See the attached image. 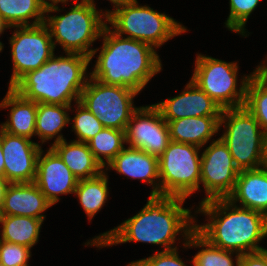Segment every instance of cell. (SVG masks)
<instances>
[{
	"instance_id": "cell-1",
	"label": "cell",
	"mask_w": 267,
	"mask_h": 266,
	"mask_svg": "<svg viewBox=\"0 0 267 266\" xmlns=\"http://www.w3.org/2000/svg\"><path fill=\"white\" fill-rule=\"evenodd\" d=\"M185 199L166 195H150L143 209L122 224L105 232L86 245L106 247L126 242L158 244L162 251L177 249L176 235L184 232L187 239L195 230L191 211L183 208ZM194 222V223H193Z\"/></svg>"
},
{
	"instance_id": "cell-2",
	"label": "cell",
	"mask_w": 267,
	"mask_h": 266,
	"mask_svg": "<svg viewBox=\"0 0 267 266\" xmlns=\"http://www.w3.org/2000/svg\"><path fill=\"white\" fill-rule=\"evenodd\" d=\"M103 46L90 76L102 83L132 88L138 93L162 69L154 47L123 38L106 25L101 34Z\"/></svg>"
},
{
	"instance_id": "cell-3",
	"label": "cell",
	"mask_w": 267,
	"mask_h": 266,
	"mask_svg": "<svg viewBox=\"0 0 267 266\" xmlns=\"http://www.w3.org/2000/svg\"><path fill=\"white\" fill-rule=\"evenodd\" d=\"M199 207L196 212L209 215L210 223L195 224V230L211 245L236 252V266L241 255L265 250L258 245L267 237V216L263 213L238 207L228 199L209 200Z\"/></svg>"
},
{
	"instance_id": "cell-4",
	"label": "cell",
	"mask_w": 267,
	"mask_h": 266,
	"mask_svg": "<svg viewBox=\"0 0 267 266\" xmlns=\"http://www.w3.org/2000/svg\"><path fill=\"white\" fill-rule=\"evenodd\" d=\"M66 55H53L37 70L27 72L11 88L36 103L71 105L73 99L80 101L91 60L82 54Z\"/></svg>"
},
{
	"instance_id": "cell-5",
	"label": "cell",
	"mask_w": 267,
	"mask_h": 266,
	"mask_svg": "<svg viewBox=\"0 0 267 266\" xmlns=\"http://www.w3.org/2000/svg\"><path fill=\"white\" fill-rule=\"evenodd\" d=\"M94 0H81L65 15H47L44 24L48 27L54 48L56 43L63 47L65 53H77L92 60L98 49H89L92 43L101 38L107 25L106 14L95 8ZM102 17H105L103 21Z\"/></svg>"
},
{
	"instance_id": "cell-6",
	"label": "cell",
	"mask_w": 267,
	"mask_h": 266,
	"mask_svg": "<svg viewBox=\"0 0 267 266\" xmlns=\"http://www.w3.org/2000/svg\"><path fill=\"white\" fill-rule=\"evenodd\" d=\"M106 22L111 24L113 32L127 38L148 43L158 48L174 36L186 32V28L164 13L149 6H139L137 0H131L113 11H106Z\"/></svg>"
},
{
	"instance_id": "cell-7",
	"label": "cell",
	"mask_w": 267,
	"mask_h": 266,
	"mask_svg": "<svg viewBox=\"0 0 267 266\" xmlns=\"http://www.w3.org/2000/svg\"><path fill=\"white\" fill-rule=\"evenodd\" d=\"M222 124H225L226 131L220 138L227 145L239 170L267 165L263 156L265 132L245 106L223 109L220 127Z\"/></svg>"
},
{
	"instance_id": "cell-8",
	"label": "cell",
	"mask_w": 267,
	"mask_h": 266,
	"mask_svg": "<svg viewBox=\"0 0 267 266\" xmlns=\"http://www.w3.org/2000/svg\"><path fill=\"white\" fill-rule=\"evenodd\" d=\"M199 150L200 147L193 144L169 142L158 158L160 195L186 199L199 189Z\"/></svg>"
},
{
	"instance_id": "cell-9",
	"label": "cell",
	"mask_w": 267,
	"mask_h": 266,
	"mask_svg": "<svg viewBox=\"0 0 267 266\" xmlns=\"http://www.w3.org/2000/svg\"><path fill=\"white\" fill-rule=\"evenodd\" d=\"M237 62H226L209 56L197 54L191 80L221 109L239 108L245 105L247 85L252 76H243L237 89Z\"/></svg>"
},
{
	"instance_id": "cell-10",
	"label": "cell",
	"mask_w": 267,
	"mask_h": 266,
	"mask_svg": "<svg viewBox=\"0 0 267 266\" xmlns=\"http://www.w3.org/2000/svg\"><path fill=\"white\" fill-rule=\"evenodd\" d=\"M132 88L109 85L90 77L81 92L80 102L94 114L104 128L126 130L132 114L138 109Z\"/></svg>"
},
{
	"instance_id": "cell-11",
	"label": "cell",
	"mask_w": 267,
	"mask_h": 266,
	"mask_svg": "<svg viewBox=\"0 0 267 266\" xmlns=\"http://www.w3.org/2000/svg\"><path fill=\"white\" fill-rule=\"evenodd\" d=\"M16 28L9 40L13 61V74L9 87L27 72L40 68L55 51L49 29L44 23Z\"/></svg>"
},
{
	"instance_id": "cell-12",
	"label": "cell",
	"mask_w": 267,
	"mask_h": 266,
	"mask_svg": "<svg viewBox=\"0 0 267 266\" xmlns=\"http://www.w3.org/2000/svg\"><path fill=\"white\" fill-rule=\"evenodd\" d=\"M240 170L236 166L227 145L221 138L201 154V180L206 197L201 203L213 199H227L233 192Z\"/></svg>"
},
{
	"instance_id": "cell-13",
	"label": "cell",
	"mask_w": 267,
	"mask_h": 266,
	"mask_svg": "<svg viewBox=\"0 0 267 266\" xmlns=\"http://www.w3.org/2000/svg\"><path fill=\"white\" fill-rule=\"evenodd\" d=\"M128 147L160 157L170 142L167 122L152 104L138 108L131 116L125 130Z\"/></svg>"
},
{
	"instance_id": "cell-14",
	"label": "cell",
	"mask_w": 267,
	"mask_h": 266,
	"mask_svg": "<svg viewBox=\"0 0 267 266\" xmlns=\"http://www.w3.org/2000/svg\"><path fill=\"white\" fill-rule=\"evenodd\" d=\"M1 144L4 156V177L10 183L34 182L41 146L29 138L11 135L2 129Z\"/></svg>"
},
{
	"instance_id": "cell-15",
	"label": "cell",
	"mask_w": 267,
	"mask_h": 266,
	"mask_svg": "<svg viewBox=\"0 0 267 266\" xmlns=\"http://www.w3.org/2000/svg\"><path fill=\"white\" fill-rule=\"evenodd\" d=\"M43 152L41 149L38 156L34 183L48 202L54 205L60 200L58 195L74 193L78 179L52 147L44 156Z\"/></svg>"
},
{
	"instance_id": "cell-16",
	"label": "cell",
	"mask_w": 267,
	"mask_h": 266,
	"mask_svg": "<svg viewBox=\"0 0 267 266\" xmlns=\"http://www.w3.org/2000/svg\"><path fill=\"white\" fill-rule=\"evenodd\" d=\"M168 122L185 117L221 116V107L202 91L192 80L181 94L153 104Z\"/></svg>"
},
{
	"instance_id": "cell-17",
	"label": "cell",
	"mask_w": 267,
	"mask_h": 266,
	"mask_svg": "<svg viewBox=\"0 0 267 266\" xmlns=\"http://www.w3.org/2000/svg\"><path fill=\"white\" fill-rule=\"evenodd\" d=\"M52 205L34 182L10 183L1 205L2 215L27 216L44 220Z\"/></svg>"
},
{
	"instance_id": "cell-18",
	"label": "cell",
	"mask_w": 267,
	"mask_h": 266,
	"mask_svg": "<svg viewBox=\"0 0 267 266\" xmlns=\"http://www.w3.org/2000/svg\"><path fill=\"white\" fill-rule=\"evenodd\" d=\"M114 169L117 173L141 179L152 185L150 195H160L158 157L150 155L141 149L128 147L119 152L108 164V168ZM156 180V181H155Z\"/></svg>"
},
{
	"instance_id": "cell-19",
	"label": "cell",
	"mask_w": 267,
	"mask_h": 266,
	"mask_svg": "<svg viewBox=\"0 0 267 266\" xmlns=\"http://www.w3.org/2000/svg\"><path fill=\"white\" fill-rule=\"evenodd\" d=\"M227 199L233 204L241 203L242 208L267 216V165L257 169L240 170L235 188Z\"/></svg>"
},
{
	"instance_id": "cell-20",
	"label": "cell",
	"mask_w": 267,
	"mask_h": 266,
	"mask_svg": "<svg viewBox=\"0 0 267 266\" xmlns=\"http://www.w3.org/2000/svg\"><path fill=\"white\" fill-rule=\"evenodd\" d=\"M78 179H89L100 175L104 167L96 160L87 143L67 141L59 134L51 146Z\"/></svg>"
},
{
	"instance_id": "cell-21",
	"label": "cell",
	"mask_w": 267,
	"mask_h": 266,
	"mask_svg": "<svg viewBox=\"0 0 267 266\" xmlns=\"http://www.w3.org/2000/svg\"><path fill=\"white\" fill-rule=\"evenodd\" d=\"M10 109L9 119L0 128L8 134L31 138L35 135L37 103L24 98L14 89L8 87V92L0 103V108Z\"/></svg>"
},
{
	"instance_id": "cell-22",
	"label": "cell",
	"mask_w": 267,
	"mask_h": 266,
	"mask_svg": "<svg viewBox=\"0 0 267 266\" xmlns=\"http://www.w3.org/2000/svg\"><path fill=\"white\" fill-rule=\"evenodd\" d=\"M220 118L202 116L168 121L170 141L203 147L219 131Z\"/></svg>"
},
{
	"instance_id": "cell-23",
	"label": "cell",
	"mask_w": 267,
	"mask_h": 266,
	"mask_svg": "<svg viewBox=\"0 0 267 266\" xmlns=\"http://www.w3.org/2000/svg\"><path fill=\"white\" fill-rule=\"evenodd\" d=\"M46 7L42 0H0V17L12 28L36 26L44 23Z\"/></svg>"
},
{
	"instance_id": "cell-24",
	"label": "cell",
	"mask_w": 267,
	"mask_h": 266,
	"mask_svg": "<svg viewBox=\"0 0 267 266\" xmlns=\"http://www.w3.org/2000/svg\"><path fill=\"white\" fill-rule=\"evenodd\" d=\"M43 221L27 216L2 215L0 218L2 224L0 240L31 249L38 242Z\"/></svg>"
},
{
	"instance_id": "cell-25",
	"label": "cell",
	"mask_w": 267,
	"mask_h": 266,
	"mask_svg": "<svg viewBox=\"0 0 267 266\" xmlns=\"http://www.w3.org/2000/svg\"><path fill=\"white\" fill-rule=\"evenodd\" d=\"M71 105H57L37 103V117L35 124V135L41 139L42 144L59 134L71 118L67 110Z\"/></svg>"
},
{
	"instance_id": "cell-26",
	"label": "cell",
	"mask_w": 267,
	"mask_h": 266,
	"mask_svg": "<svg viewBox=\"0 0 267 266\" xmlns=\"http://www.w3.org/2000/svg\"><path fill=\"white\" fill-rule=\"evenodd\" d=\"M105 173L103 171L96 177L78 180L74 191L89 220H92L108 200V176Z\"/></svg>"
},
{
	"instance_id": "cell-27",
	"label": "cell",
	"mask_w": 267,
	"mask_h": 266,
	"mask_svg": "<svg viewBox=\"0 0 267 266\" xmlns=\"http://www.w3.org/2000/svg\"><path fill=\"white\" fill-rule=\"evenodd\" d=\"M259 122L261 129L267 131V75L259 68L252 72L247 85L244 105Z\"/></svg>"
},
{
	"instance_id": "cell-28",
	"label": "cell",
	"mask_w": 267,
	"mask_h": 266,
	"mask_svg": "<svg viewBox=\"0 0 267 266\" xmlns=\"http://www.w3.org/2000/svg\"><path fill=\"white\" fill-rule=\"evenodd\" d=\"M124 143L125 131L113 128H103L87 142L92 154L103 167L125 148Z\"/></svg>"
},
{
	"instance_id": "cell-29",
	"label": "cell",
	"mask_w": 267,
	"mask_h": 266,
	"mask_svg": "<svg viewBox=\"0 0 267 266\" xmlns=\"http://www.w3.org/2000/svg\"><path fill=\"white\" fill-rule=\"evenodd\" d=\"M203 247L191 260L193 266H234L232 255L233 251H227L211 245L196 230L192 231L185 239L184 248L186 247Z\"/></svg>"
},
{
	"instance_id": "cell-30",
	"label": "cell",
	"mask_w": 267,
	"mask_h": 266,
	"mask_svg": "<svg viewBox=\"0 0 267 266\" xmlns=\"http://www.w3.org/2000/svg\"><path fill=\"white\" fill-rule=\"evenodd\" d=\"M76 104H78L76 109L77 112L72 119V128L78 138V140L75 141L87 143L104 127L98 118L92 114L80 101H77Z\"/></svg>"
},
{
	"instance_id": "cell-31",
	"label": "cell",
	"mask_w": 267,
	"mask_h": 266,
	"mask_svg": "<svg viewBox=\"0 0 267 266\" xmlns=\"http://www.w3.org/2000/svg\"><path fill=\"white\" fill-rule=\"evenodd\" d=\"M259 2L260 0H230V14L225 23L226 27L247 37L245 24Z\"/></svg>"
},
{
	"instance_id": "cell-32",
	"label": "cell",
	"mask_w": 267,
	"mask_h": 266,
	"mask_svg": "<svg viewBox=\"0 0 267 266\" xmlns=\"http://www.w3.org/2000/svg\"><path fill=\"white\" fill-rule=\"evenodd\" d=\"M30 248L0 240V264L2 266H29Z\"/></svg>"
},
{
	"instance_id": "cell-33",
	"label": "cell",
	"mask_w": 267,
	"mask_h": 266,
	"mask_svg": "<svg viewBox=\"0 0 267 266\" xmlns=\"http://www.w3.org/2000/svg\"><path fill=\"white\" fill-rule=\"evenodd\" d=\"M178 249L156 252L148 258L137 260L141 266H186L179 258Z\"/></svg>"
},
{
	"instance_id": "cell-34",
	"label": "cell",
	"mask_w": 267,
	"mask_h": 266,
	"mask_svg": "<svg viewBox=\"0 0 267 266\" xmlns=\"http://www.w3.org/2000/svg\"><path fill=\"white\" fill-rule=\"evenodd\" d=\"M239 266H267V249L241 255Z\"/></svg>"
},
{
	"instance_id": "cell-35",
	"label": "cell",
	"mask_w": 267,
	"mask_h": 266,
	"mask_svg": "<svg viewBox=\"0 0 267 266\" xmlns=\"http://www.w3.org/2000/svg\"><path fill=\"white\" fill-rule=\"evenodd\" d=\"M50 1L52 3H50L49 0L48 1L47 0H42V2L47 6L45 13L60 11L61 9H59V7L57 6V4L59 2L65 4L69 0H50ZM74 2L77 3V0H74Z\"/></svg>"
},
{
	"instance_id": "cell-36",
	"label": "cell",
	"mask_w": 267,
	"mask_h": 266,
	"mask_svg": "<svg viewBox=\"0 0 267 266\" xmlns=\"http://www.w3.org/2000/svg\"><path fill=\"white\" fill-rule=\"evenodd\" d=\"M9 184L10 182L4 176H0V206L3 203V198Z\"/></svg>"
},
{
	"instance_id": "cell-37",
	"label": "cell",
	"mask_w": 267,
	"mask_h": 266,
	"mask_svg": "<svg viewBox=\"0 0 267 266\" xmlns=\"http://www.w3.org/2000/svg\"><path fill=\"white\" fill-rule=\"evenodd\" d=\"M0 176H4V156L1 144V128H0Z\"/></svg>"
},
{
	"instance_id": "cell-38",
	"label": "cell",
	"mask_w": 267,
	"mask_h": 266,
	"mask_svg": "<svg viewBox=\"0 0 267 266\" xmlns=\"http://www.w3.org/2000/svg\"><path fill=\"white\" fill-rule=\"evenodd\" d=\"M263 156H264V161L267 164V131L264 134Z\"/></svg>"
},
{
	"instance_id": "cell-39",
	"label": "cell",
	"mask_w": 267,
	"mask_h": 266,
	"mask_svg": "<svg viewBox=\"0 0 267 266\" xmlns=\"http://www.w3.org/2000/svg\"><path fill=\"white\" fill-rule=\"evenodd\" d=\"M109 1L114 4V8H117L119 6H122L123 4L131 1V0H109Z\"/></svg>"
},
{
	"instance_id": "cell-40",
	"label": "cell",
	"mask_w": 267,
	"mask_h": 266,
	"mask_svg": "<svg viewBox=\"0 0 267 266\" xmlns=\"http://www.w3.org/2000/svg\"><path fill=\"white\" fill-rule=\"evenodd\" d=\"M10 28L4 20L0 17V35L4 32L5 29Z\"/></svg>"
},
{
	"instance_id": "cell-41",
	"label": "cell",
	"mask_w": 267,
	"mask_h": 266,
	"mask_svg": "<svg viewBox=\"0 0 267 266\" xmlns=\"http://www.w3.org/2000/svg\"><path fill=\"white\" fill-rule=\"evenodd\" d=\"M262 65L258 66V68L265 74L267 75V64L261 63Z\"/></svg>"
},
{
	"instance_id": "cell-42",
	"label": "cell",
	"mask_w": 267,
	"mask_h": 266,
	"mask_svg": "<svg viewBox=\"0 0 267 266\" xmlns=\"http://www.w3.org/2000/svg\"><path fill=\"white\" fill-rule=\"evenodd\" d=\"M127 266H141V265L137 261H135V262L133 261Z\"/></svg>"
},
{
	"instance_id": "cell-43",
	"label": "cell",
	"mask_w": 267,
	"mask_h": 266,
	"mask_svg": "<svg viewBox=\"0 0 267 266\" xmlns=\"http://www.w3.org/2000/svg\"><path fill=\"white\" fill-rule=\"evenodd\" d=\"M2 49H3V44L2 42H0V52L2 51Z\"/></svg>"
}]
</instances>
